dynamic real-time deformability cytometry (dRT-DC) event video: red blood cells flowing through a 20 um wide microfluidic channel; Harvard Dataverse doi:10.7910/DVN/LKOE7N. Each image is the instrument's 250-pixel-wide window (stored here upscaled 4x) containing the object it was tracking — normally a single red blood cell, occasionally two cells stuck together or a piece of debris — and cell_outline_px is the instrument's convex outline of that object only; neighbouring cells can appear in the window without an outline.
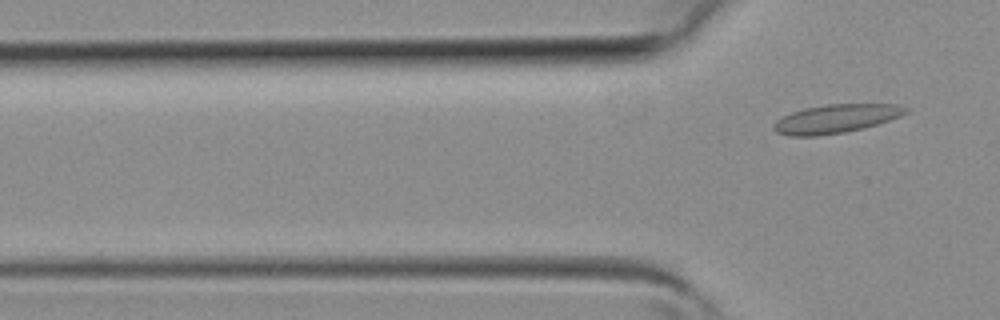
{"species": "common noctule bat (a hibernating species)", "species_latin": "Nyctalus noctula", "temperature_condition": "room temperature", "stored_images_in_passage": 2, "camera_frame_rate_fps": 3000, "um_per_image_px": 0.085, "animal": {"sex": "female", "body_mass_g": 19.3, "forearm_length_mm": 54.1}, "frame": {"image": 1, "passage_image": 2, "time_ms": 0.333, "image_size_px": [1000, 320], "cell_outline_px": [[908, 112], [900, 116], [864, 128], [844, 132], [816, 136], [788, 136], [776, 132], [772, 128], [772, 124], [776, 120], [792, 112], [804, 108], [828, 104], [896, 104], [908, 108]], "centroid_in_image_um": [71.02, 10.09], "position_along_channel_um": 54.8, "area_um2": 21.96}}